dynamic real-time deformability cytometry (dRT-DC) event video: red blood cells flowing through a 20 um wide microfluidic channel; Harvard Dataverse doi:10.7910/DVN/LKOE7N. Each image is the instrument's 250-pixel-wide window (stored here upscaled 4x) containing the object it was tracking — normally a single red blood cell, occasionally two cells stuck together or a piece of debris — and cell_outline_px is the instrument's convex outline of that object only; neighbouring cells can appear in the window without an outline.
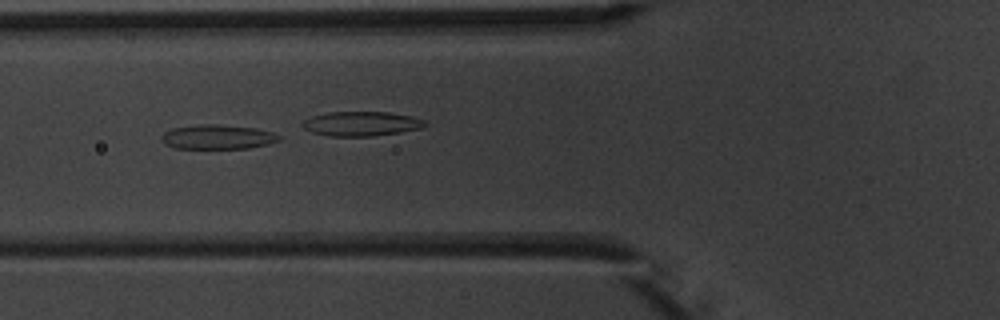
{"species": "common noctule bat (a hibernating species)", "species_latin": "Nyctalus noctula", "temperature_condition": "warm", "stored_images_in_passage": 9, "camera_frame_rate_fps": 3000, "um_per_image_px": 0.085, "animal": {"sex": "male", "body_mass_g": 20.1, "forearm_length_mm": 53.5}, "frame": {"image": 1, "passage_image": 7, "time_ms": 6.667, "image_size_px": [1000, 320], "cell_outline_px": [[280, 140], [268, 144], [248, 148], [176, 148], [164, 144], [160, 140], [160, 136], [164, 132], [172, 128], [200, 124], [220, 124], [256, 128], [272, 132], [280, 136]], "centroid_in_image_um": [18.46, 11.63], "position_along_channel_um": 107.3, "area_um2": 16.82}}